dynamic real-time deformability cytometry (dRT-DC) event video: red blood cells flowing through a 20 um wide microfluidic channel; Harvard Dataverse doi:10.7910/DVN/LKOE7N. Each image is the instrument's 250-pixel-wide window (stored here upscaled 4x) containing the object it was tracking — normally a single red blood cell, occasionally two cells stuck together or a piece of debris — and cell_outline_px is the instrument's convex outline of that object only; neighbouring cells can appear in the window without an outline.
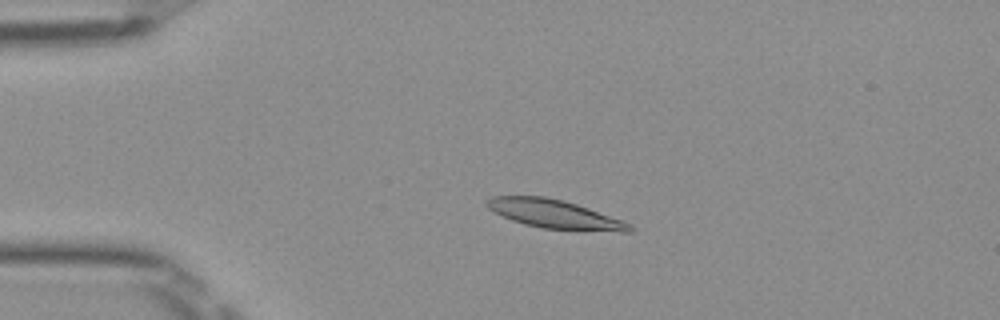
{"species": "Egyptian fruit bat (a non-hibernating species)", "species_latin": "Rousettus aegyptiacus", "temperature_condition": "room temperature", "stored_images_in_passage": 52, "camera_frame_rate_fps": 3000, "um_per_image_px": 0.085, "frame": {"image": 1, "passage_image": 12, "time_ms": 3.667, "image_size_px": [1000, 320], "cell_outline_px": [[636, 228], [632, 232], [620, 232], [544, 228], [524, 224], [512, 220], [488, 208], [484, 204], [492, 196], [544, 196], [564, 200], [624, 220], [632, 224]], "centroid_in_image_um": [47.22, 18.2], "position_along_channel_um": 37.8, "area_um2": 23.81}}
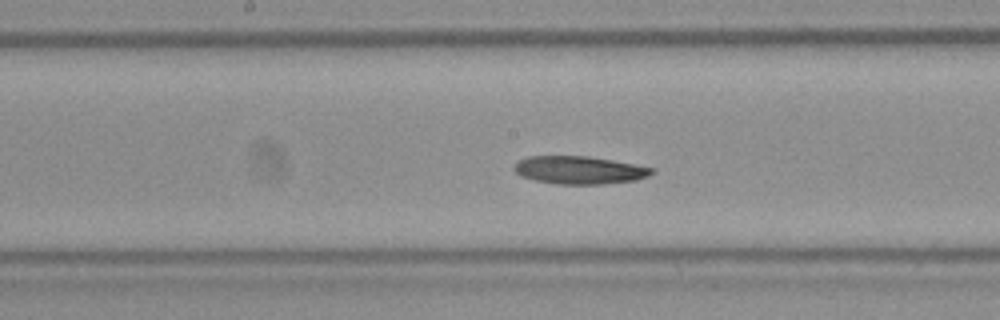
{"frame": {"image": 2, "passage_image": 27, "time_ms": 8.667, "image_size_px": [1000, 320], "cell_outline_px": [[656, 172], [648, 176], [636, 180], [600, 184], [556, 184], [536, 180], [520, 176], [512, 168], [520, 160], [528, 156], [588, 156], [612, 160], [656, 168]], "centroid_in_image_um": [49.27, 14.45], "position_along_channel_um": 198.9, "area_um2": 22.37}}
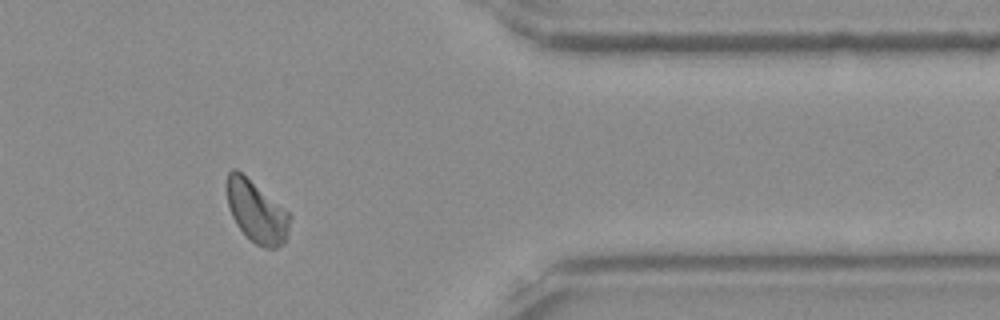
{"frame": {"image": 3, "passage_image": 43, "time_ms": 14.0, "image_size_px": [1000, 320], "cell_outline_px": [[292, 216], [288, 232], [284, 244], [276, 248], [264, 248], [256, 244], [236, 224], [232, 216], [228, 204], [228, 172], [232, 168], [236, 168], [288, 212]], "centroid_in_image_um": [21.83, 18.02], "position_along_channel_um": 389.6, "area_um2": 22.2}}